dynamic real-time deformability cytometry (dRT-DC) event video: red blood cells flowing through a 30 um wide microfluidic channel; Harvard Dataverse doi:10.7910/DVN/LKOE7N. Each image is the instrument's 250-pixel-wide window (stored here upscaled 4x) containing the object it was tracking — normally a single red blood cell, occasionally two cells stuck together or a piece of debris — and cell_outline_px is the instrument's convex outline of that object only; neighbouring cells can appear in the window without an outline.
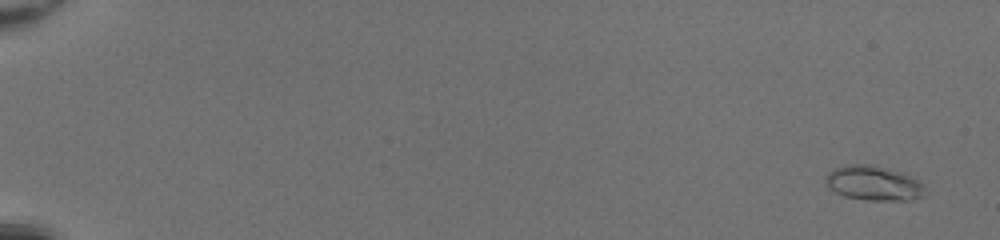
{"species": "common noctule bat (a hibernating species)", "species_latin": "Nyctalus noctula", "temperature_condition": "room temperature", "stored_images_in_passage": 52, "camera_frame_rate_fps": 3000, "um_per_image_px": 0.085, "animal": {"sex": "female", "body_mass_g": 20.0, "forearm_length_mm": 54.0}, "frame": {"image": 1, "passage_image": 3, "time_ms": 0.667, "image_size_px": [1000, 240], "cell_outline_px": [[924, 196], [908, 200], [868, 200], [844, 196], [828, 188], [824, 184], [824, 180], [828, 172], [832, 168], [848, 164], [876, 164], [900, 172], [924, 184]], "centroid_in_image_um": [74.19, 15.55], "position_along_channel_um": 10.8, "area_um2": 20.23}}
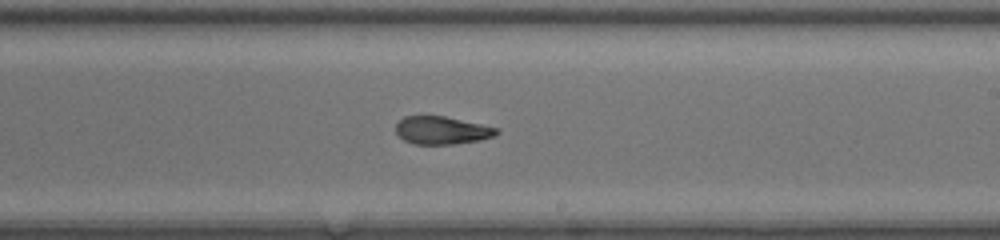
{"frame": {"image": 2, "passage_image": 34, "time_ms": 11.0, "image_size_px": [1000, 240], "cell_outline_px": [[500, 132], [496, 136], [480, 140], [452, 144], [412, 144], [404, 140], [396, 132], [396, 124], [404, 116], [444, 116], [500, 128]], "centroid_in_image_um": [37.59, 11.08], "position_along_channel_um": 251.4, "area_um2": 16.42}}
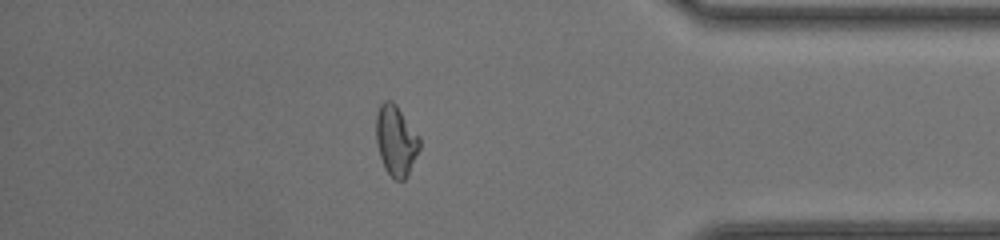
{"frame": {"image": 3, "passage_image": 46, "time_ms": 15.0, "image_size_px": [1000, 240], "cell_outline_px": [[420, 148], [408, 176], [404, 180], [396, 180], [384, 168], [380, 156], [376, 140], [376, 112], [380, 104], [384, 100], [392, 100], [396, 104], [420, 136]], "centroid_in_image_um": [33.66, 11.92], "position_along_channel_um": 401.5, "area_um2": 18.03}, "authors_computed_cell_mechanics": {"area_um2": 17.8602, "velocity_mm_per_s": 4.2888, "shape_relaxation_time_tau1_ms": null, "shape_relaxation_time_tau2_ms": 1.9102, "deformation_change_tau1": null, "deformation_change_tau2": 0.098}}